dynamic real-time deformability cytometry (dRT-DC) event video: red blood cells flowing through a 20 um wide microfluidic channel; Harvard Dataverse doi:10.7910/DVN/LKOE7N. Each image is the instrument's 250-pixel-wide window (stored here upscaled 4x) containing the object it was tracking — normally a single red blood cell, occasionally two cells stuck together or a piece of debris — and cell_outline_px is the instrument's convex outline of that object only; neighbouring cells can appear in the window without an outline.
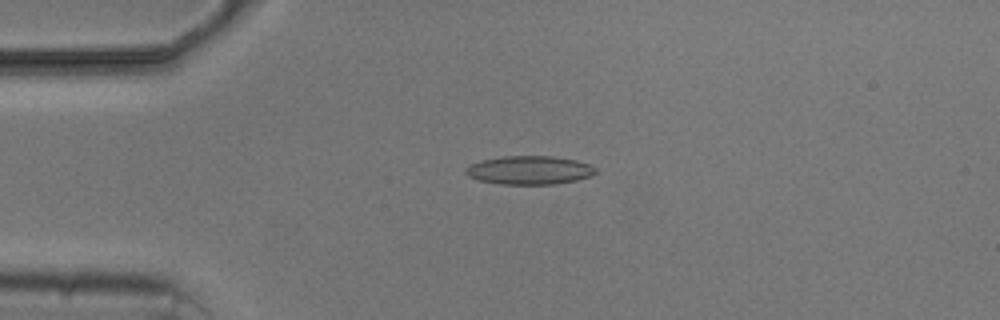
{"species": "common noctule bat (a hibernating species)", "species_latin": "Nyctalus noctula", "temperature_condition": "cold", "stored_images_in_passage": 5, "camera_frame_rate_fps": 3000, "um_per_image_px": 0.085, "animal": {"sex": "male", "body_mass_g": 20.5, "forearm_length_mm": 52.5}, "frame": {"image": 1, "passage_image": 4, "time_ms": 3.667, "image_size_px": [1000, 320], "cell_outline_px": [[596, 172], [592, 176], [576, 180], [556, 184], [500, 184], [480, 180], [468, 176], [464, 172], [464, 168], [480, 160], [504, 156], [552, 156], [576, 160], [588, 164], [596, 168]], "centroid_in_image_um": [44.99, 14.46], "position_along_channel_um": 40.0, "area_um2": 21.62}}